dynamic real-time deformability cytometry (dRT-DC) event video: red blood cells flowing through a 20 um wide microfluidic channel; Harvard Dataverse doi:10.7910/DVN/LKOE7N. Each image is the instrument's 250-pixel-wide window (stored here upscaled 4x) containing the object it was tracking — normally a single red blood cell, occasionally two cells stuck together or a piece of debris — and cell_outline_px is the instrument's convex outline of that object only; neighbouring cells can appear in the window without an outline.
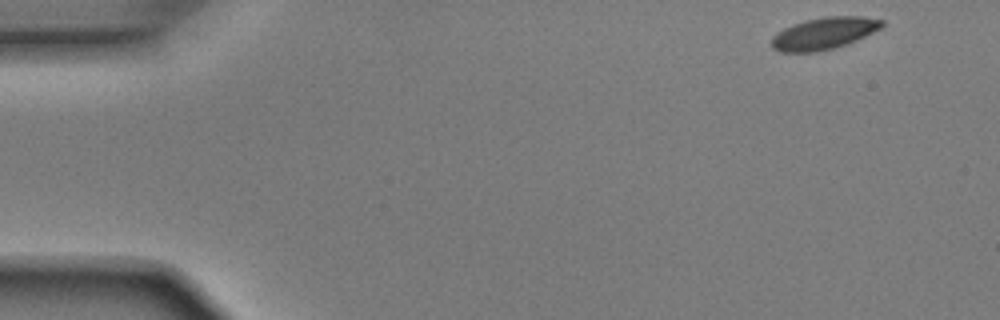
{"species": "Egyptian fruit bat (a non-hibernating species)", "species_latin": "Rousettus aegyptiacus", "temperature_condition": "room temperature", "stored_images_in_passage": 49, "camera_frame_rate_fps": 3000, "um_per_image_px": 0.085, "animal": {"sex": "male"}, "frame": {"image": 1, "passage_image": 1, "time_ms": 0.0, "image_size_px": [1000, 320], "cell_outline_px": [[884, 24], [880, 28], [848, 44], [816, 52], [780, 52], [772, 48], [772, 36], [776, 32], [792, 24], [804, 20], [824, 16], [864, 16], [884, 20]], "centroid_in_image_um": [70.01, 2.82], "position_along_channel_um": 15.0, "area_um2": 20.63}}
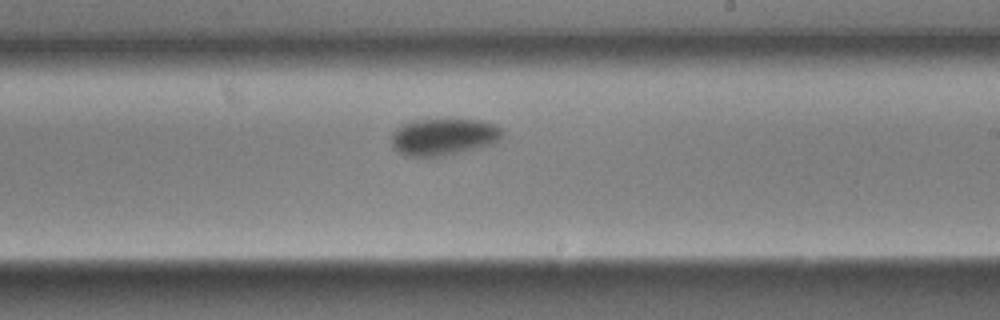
{"frame": {"image": 2, "passage_image": 28, "time_ms": 9.0, "image_size_px": [1000, 320], "cell_outline_px": [[504, 136], [496, 144], [480, 148], [440, 156], [408, 156], [392, 148], [392, 132], [396, 128], [412, 120], [480, 120], [492, 124], [500, 128], [504, 132]], "centroid_in_image_um": [37.74, 11.64], "position_along_channel_um": 251.3, "area_um2": 23.87}}
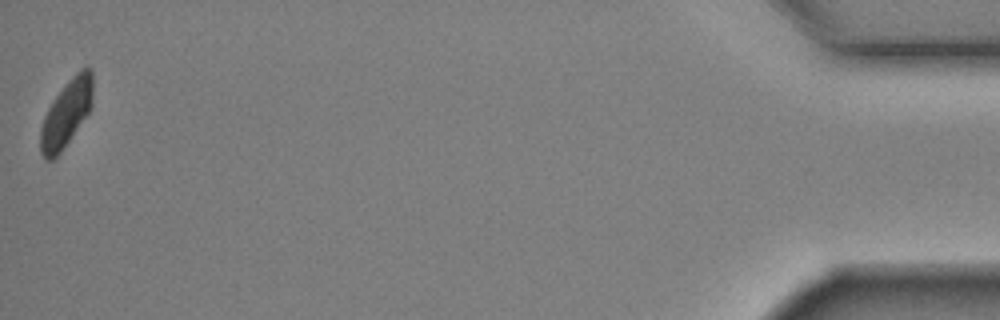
{"frame": {"image": 3, "passage_image": 49, "time_ms": 16.0, "image_size_px": [1000, 320], "cell_outline_px": [[92, 104], [88, 112], [60, 152], [52, 160], [44, 160], [40, 152], [40, 128], [44, 116], [48, 108], [56, 96], [68, 80], [80, 68], [88, 64], [92, 68]], "centroid_in_image_um": [5.63, 9.6], "position_along_channel_um": 429.6, "area_um2": 20.17}, "authors_computed_cell_mechanics": {"area_um2": 22.542, "velocity_mm_per_s": 3.8849, "shape_relaxation_time_tau1_ms": 3.2622, "shape_relaxation_time_tau2_ms": null, "deformation_change_tau1": 0.0991, "deformation_change_tau2": null}}